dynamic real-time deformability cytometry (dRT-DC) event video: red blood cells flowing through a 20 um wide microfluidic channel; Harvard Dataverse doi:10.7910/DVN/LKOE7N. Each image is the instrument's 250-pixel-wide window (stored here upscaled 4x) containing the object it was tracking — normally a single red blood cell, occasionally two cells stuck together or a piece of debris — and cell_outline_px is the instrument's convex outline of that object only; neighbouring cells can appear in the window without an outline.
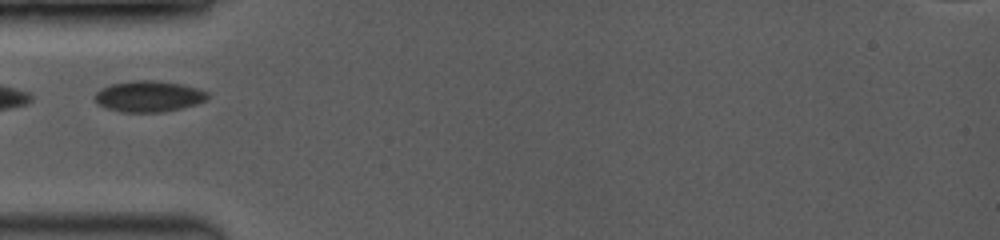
{"species": "common noctule bat (a hibernating species)", "species_latin": "Nyctalus noctula", "temperature_condition": "room temperature", "stored_images_in_passage": 7, "camera_frame_rate_fps": 3500, "um_per_image_px": 0.085, "animal": {"sex": "female", "body_mass_g": 19.0, "forearm_length_mm": 53.3}, "frame": {"image": 1, "passage_image": 1, "time_ms": 0.0, "image_size_px": [1000, 240], "cell_outline_px": [[208, 100], [196, 104], [164, 112], [120, 112], [104, 108], [96, 104], [92, 96], [100, 88], [112, 84], [132, 80], [152, 80], [180, 84], [196, 88], [208, 92]], "centroid_in_image_um": [12.58, 8.2], "position_along_channel_um": 72.4, "area_um2": 20.63}}
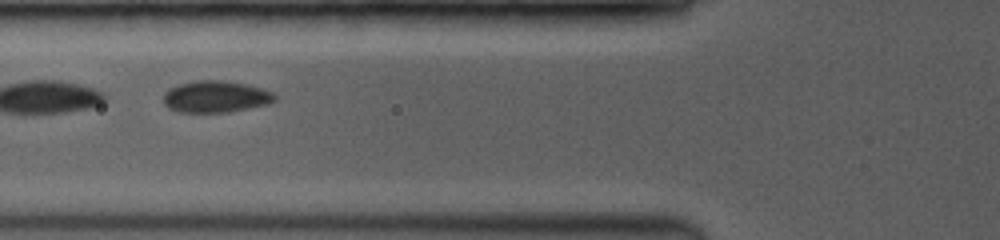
{"frame": {"image": 2, "passage_image": 6, "time_ms": 0.857, "image_size_px": [1000, 240], "cell_outline_px": [[276, 100], [268, 104], [228, 112], [180, 112], [168, 108], [164, 104], [164, 92], [168, 88], [180, 84], [196, 80], [224, 80], [248, 84], [272, 92], [276, 96]], "centroid_in_image_um": [18.32, 8.21], "position_along_channel_um": 107.5, "area_um2": 20.63}}